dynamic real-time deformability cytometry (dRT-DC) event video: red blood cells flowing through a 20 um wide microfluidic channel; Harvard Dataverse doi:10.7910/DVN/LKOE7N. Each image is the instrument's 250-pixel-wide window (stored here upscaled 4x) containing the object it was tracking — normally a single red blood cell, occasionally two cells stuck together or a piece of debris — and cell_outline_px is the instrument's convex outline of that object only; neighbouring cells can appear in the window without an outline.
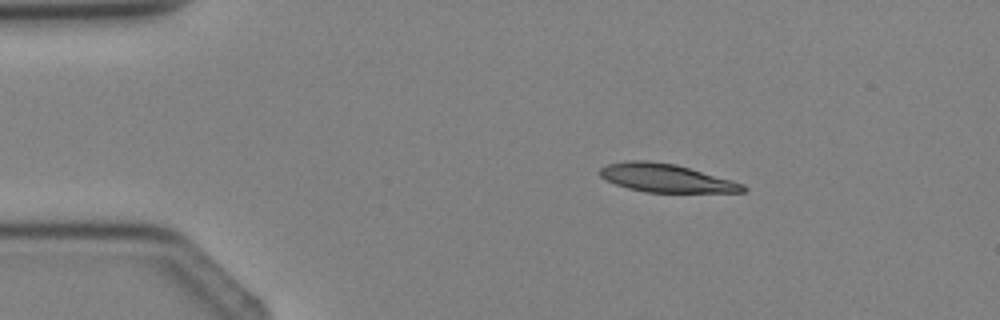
{"species": "Egyptian fruit bat (a non-hibernating species)", "species_latin": "Rousettus aegyptiacus", "temperature_condition": "cold", "stored_images_in_passage": 3, "camera_frame_rate_fps": 3000, "um_per_image_px": 0.085, "animal": {"sex": "female"}, "frame": {"image": 1, "passage_image": 2, "time_ms": 1.333, "image_size_px": [1000, 320], "cell_outline_px": [[748, 188], [744, 192], [644, 192], [628, 188], [616, 184], [600, 176], [600, 168], [608, 164], [628, 160], [648, 160], [676, 164], [732, 180], [744, 184]], "centroid_in_image_um": [56.63, 15.13], "position_along_channel_um": 28.4, "area_um2": 23.47}}
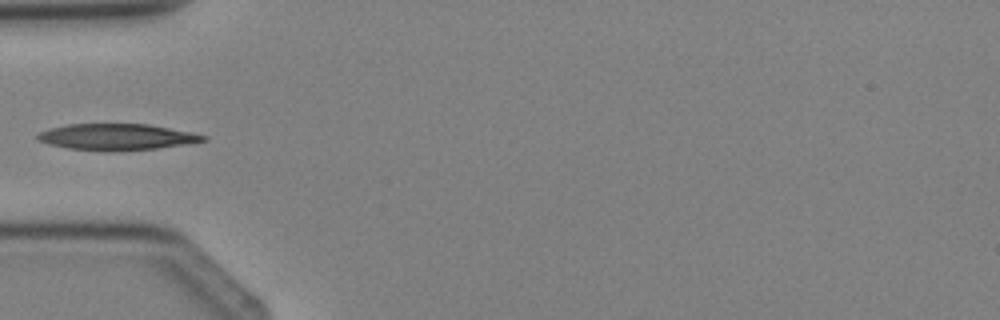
{"frame": {"image": 2, "passage_image": 3, "time_ms": 3.333, "image_size_px": [1000, 320], "cell_outline_px": [[208, 140], [192, 144], [156, 148], [112, 152], [104, 152], [68, 148], [48, 144], [36, 140], [36, 136], [40, 132], [52, 128], [68, 124], [148, 124], [208, 136]], "centroid_in_image_um": [9.93, 11.66], "position_along_channel_um": 75.1, "area_um2": 25.55}}